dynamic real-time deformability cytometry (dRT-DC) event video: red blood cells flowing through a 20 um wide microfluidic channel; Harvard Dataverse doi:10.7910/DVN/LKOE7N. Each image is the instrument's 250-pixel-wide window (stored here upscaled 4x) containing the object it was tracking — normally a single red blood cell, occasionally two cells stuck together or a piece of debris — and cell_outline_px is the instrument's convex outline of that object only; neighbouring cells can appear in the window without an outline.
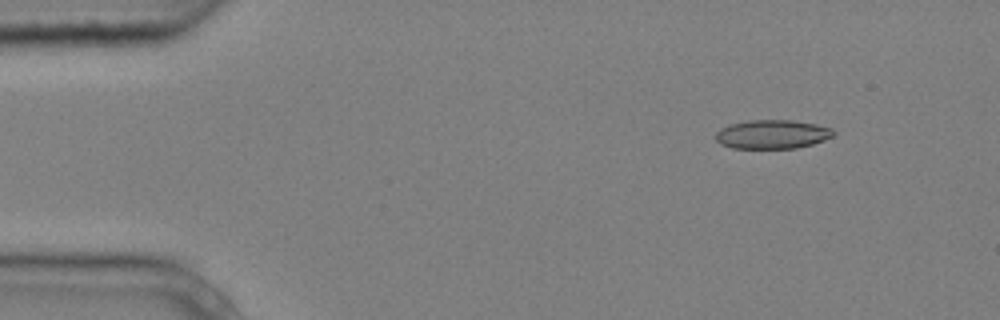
{"species": "common noctule bat (a hibernating species)", "species_latin": "Nyctalus noctula", "temperature_condition": "cold", "stored_images_in_passage": 4, "camera_frame_rate_fps": 3000, "um_per_image_px": 0.085, "animal": {"sex": "male", "body_mass_g": 20.4}, "frame": {"image": 1, "passage_image": 2, "time_ms": 0.333, "image_size_px": [1000, 320], "cell_outline_px": [[836, 136], [812, 144], [796, 148], [732, 148], [720, 144], [716, 140], [716, 132], [720, 128], [728, 124], [748, 120], [792, 120], [816, 124], [832, 128], [836, 132]], "centroid_in_image_um": [65.65, 11.41], "position_along_channel_um": 19.3, "area_um2": 20.06}}